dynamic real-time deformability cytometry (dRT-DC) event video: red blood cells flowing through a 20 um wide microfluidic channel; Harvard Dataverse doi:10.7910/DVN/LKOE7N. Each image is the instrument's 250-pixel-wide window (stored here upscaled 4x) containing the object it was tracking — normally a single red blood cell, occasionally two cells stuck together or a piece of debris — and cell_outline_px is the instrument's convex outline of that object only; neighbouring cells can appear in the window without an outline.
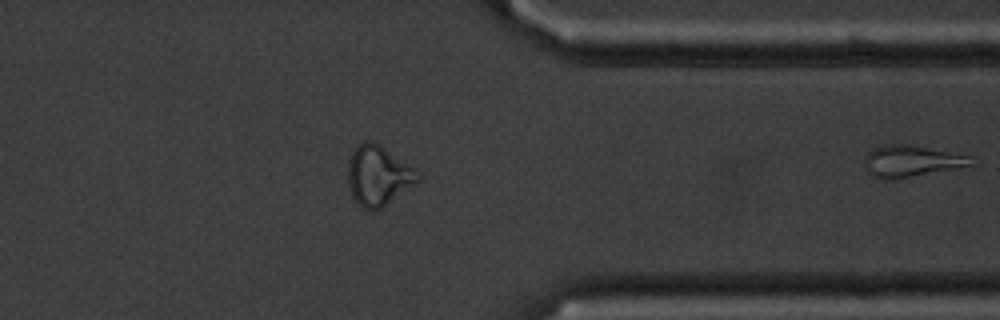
{"species": "common noctule bat (a hibernating species)", "species_latin": "Nyctalus noctula", "temperature_condition": "cold", "stored_images_in_passage": 45, "segment_of_instrument_passage": [2, 2], "camera_frame_rate_fps": 3000, "um_per_image_px": 0.085, "animal": {"sex": "male", "body_mass_g": 20.1, "forearm_length_mm": 53.5}, "frame": {"image": 1, "passage_image": 45, "time_ms": 14.667, "image_size_px": [1000, 320], "cell_outline_px": [[972, 164], [956, 168], [884, 180], [872, 176], [868, 172], [864, 156], [872, 148], [884, 144], [904, 144], [972, 156]], "centroid_in_image_um": [77.4, 13.68], "position_along_channel_um": 334.0, "area_um2": 18.96}}